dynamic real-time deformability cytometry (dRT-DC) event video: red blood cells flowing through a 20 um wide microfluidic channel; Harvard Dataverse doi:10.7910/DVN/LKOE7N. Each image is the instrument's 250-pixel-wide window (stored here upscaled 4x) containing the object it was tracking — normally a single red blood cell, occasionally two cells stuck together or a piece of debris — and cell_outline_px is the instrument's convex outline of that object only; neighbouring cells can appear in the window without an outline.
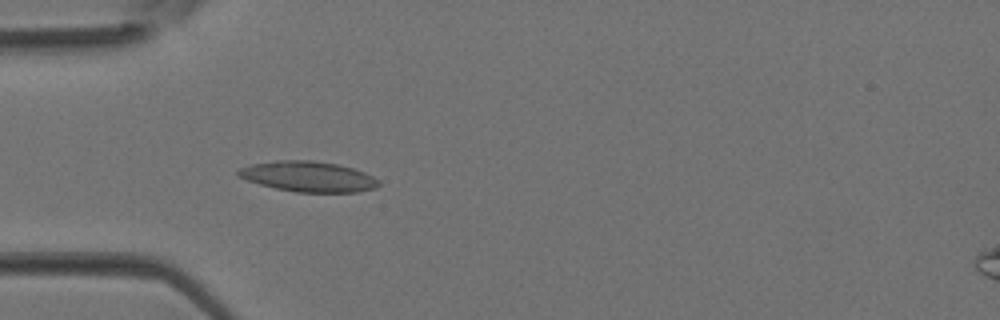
{"species": "Egyptian fruit bat (a non-hibernating species)", "species_latin": "Rousettus aegyptiacus", "temperature_condition": "room temperature", "stored_images_in_passage": 4, "camera_frame_rate_fps": 3000, "um_per_image_px": 0.085, "animal": {"sex": "female"}, "frame": {"image": 1, "passage_image": 4, "time_ms": 1.0, "image_size_px": [1000, 320], "cell_outline_px": [[380, 184], [376, 188], [356, 192], [296, 192], [276, 188], [260, 184], [248, 180], [240, 176], [236, 172], [240, 168], [252, 164], [276, 160], [312, 160], [336, 164], [352, 168], [364, 172], [380, 180]], "centroid_in_image_um": [26.23, 15.0], "position_along_channel_um": 58.8, "area_um2": 24.74}}